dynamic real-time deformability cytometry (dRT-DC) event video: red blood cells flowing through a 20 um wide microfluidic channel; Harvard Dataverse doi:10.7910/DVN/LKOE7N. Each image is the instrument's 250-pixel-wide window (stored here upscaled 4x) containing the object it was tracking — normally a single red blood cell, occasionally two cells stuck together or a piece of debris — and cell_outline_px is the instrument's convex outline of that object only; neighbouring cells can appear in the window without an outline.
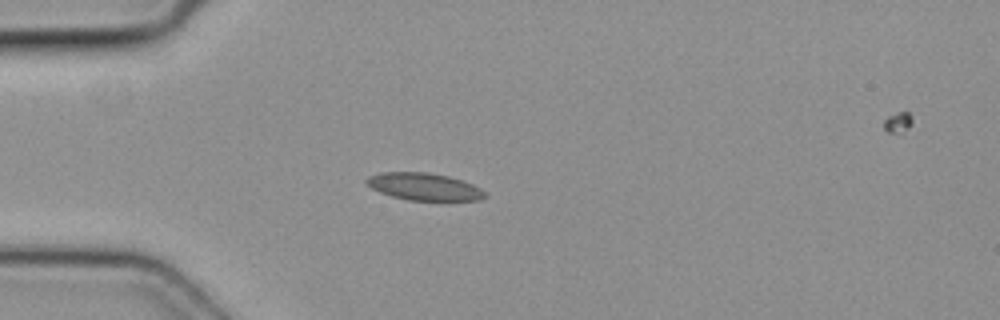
{"species": "common noctule bat (a hibernating species)", "species_latin": "Nyctalus noctula", "temperature_condition": "cold", "stored_images_in_passage": 5, "camera_frame_rate_fps": 3000, "um_per_image_px": 0.085, "animal": {"sex": "female", "body_mass_g": 19.3, "forearm_length_mm": 54.1}, "frame": {"image": 1, "passage_image": 4, "time_ms": 1.0, "image_size_px": [1000, 320], "cell_outline_px": [[488, 196], [480, 200], [408, 200], [392, 196], [380, 192], [372, 188], [364, 180], [368, 176], [380, 172], [428, 172], [448, 176], [472, 184], [480, 188]], "centroid_in_image_um": [36.03, 15.86], "position_along_channel_um": 49.0, "area_um2": 18.73}}